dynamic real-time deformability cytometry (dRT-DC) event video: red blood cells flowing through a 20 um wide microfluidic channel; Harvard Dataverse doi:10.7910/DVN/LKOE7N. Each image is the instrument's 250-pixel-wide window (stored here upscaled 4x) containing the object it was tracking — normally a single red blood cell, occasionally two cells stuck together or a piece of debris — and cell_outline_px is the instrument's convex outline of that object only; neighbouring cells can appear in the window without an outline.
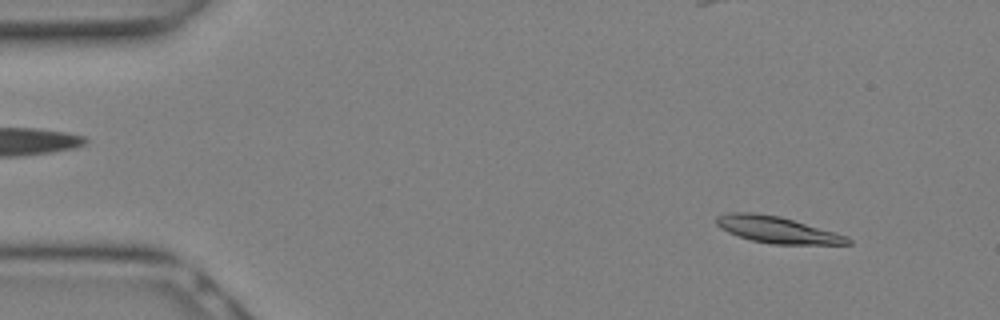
{"species": "Egyptian fruit bat (a non-hibernating species)", "species_latin": "Rousettus aegyptiacus", "temperature_condition": "warm", "stored_images_in_passage": 27, "camera_frame_rate_fps": 3000, "um_per_image_px": 0.085, "animal": {"sex": "female"}, "frame": {"image": 1, "passage_image": 2, "time_ms": 0.333, "image_size_px": [1000, 320], "cell_outline_px": [[852, 244], [772, 244], [752, 240], [728, 232], [720, 228], [716, 224], [716, 216], [728, 212], [748, 212], [780, 216], [836, 232], [848, 236], [852, 240]], "centroid_in_image_um": [66.07, 19.52], "position_along_channel_um": 18.9, "area_um2": 20.29}}
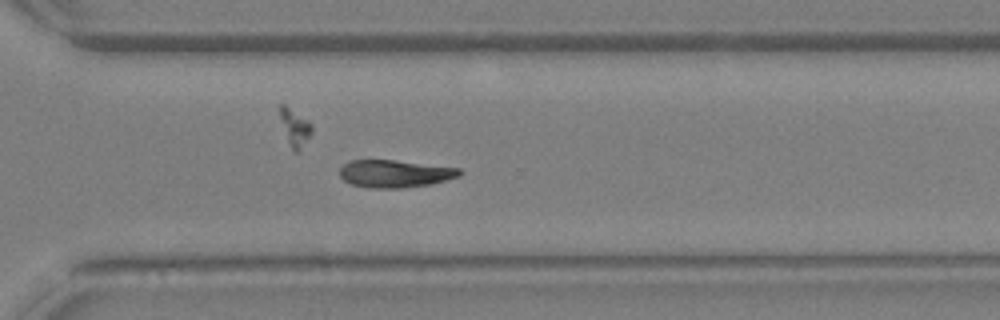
{"frame": {"image": 2, "passage_image": 19, "time_ms": 6.0, "image_size_px": [1000, 320], "cell_outline_px": [[464, 172], [460, 176], [432, 184], [404, 188], [368, 188], [352, 184], [344, 180], [340, 176], [340, 168], [348, 160], [396, 160], [460, 168]], "centroid_in_image_um": [33.59, 14.76], "position_along_channel_um": 337.0, "area_um2": 19.42}}
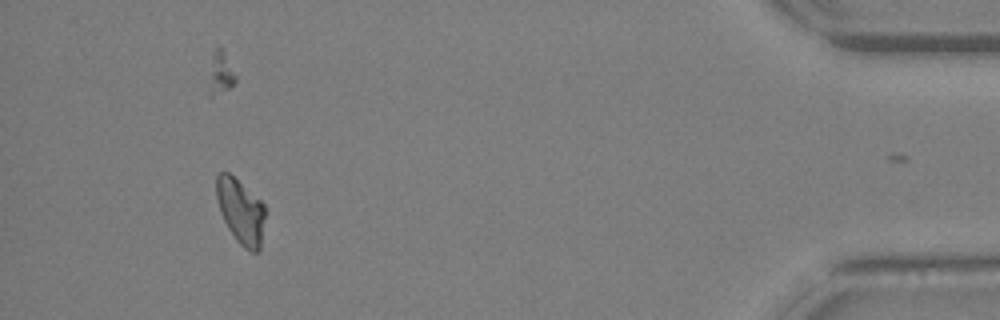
{"frame": {"image": 3, "passage_image": 25, "time_ms": 8.0, "image_size_px": [1000, 320], "cell_outline_px": [[264, 216], [260, 252], [252, 252], [244, 248], [236, 240], [228, 228], [220, 212], [216, 196], [216, 176], [220, 172], [228, 172], [260, 200], [264, 204]], "centroid_in_image_um": [20.44, 17.97], "position_along_channel_um": 414.8, "area_um2": 18.21}}